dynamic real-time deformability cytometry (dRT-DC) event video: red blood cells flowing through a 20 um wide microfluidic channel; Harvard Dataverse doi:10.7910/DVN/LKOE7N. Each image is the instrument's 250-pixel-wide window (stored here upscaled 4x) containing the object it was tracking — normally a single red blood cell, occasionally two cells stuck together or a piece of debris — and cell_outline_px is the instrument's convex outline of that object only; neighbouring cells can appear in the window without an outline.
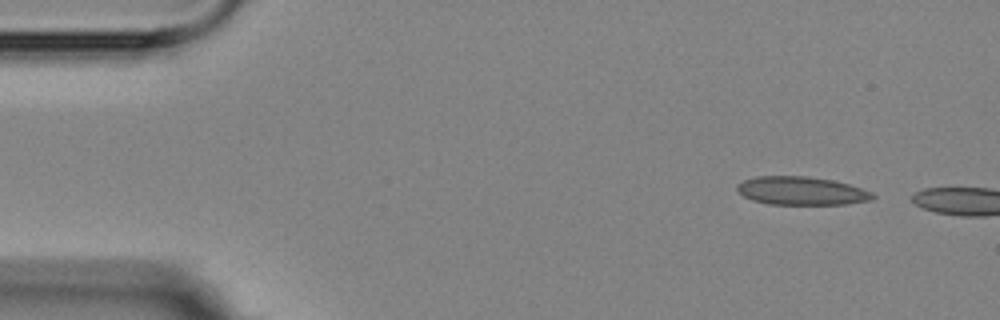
{"species": "Egyptian fruit bat (a non-hibernating species)", "species_latin": "Rousettus aegyptiacus", "temperature_condition": "room temperature", "stored_images_in_passage": 2, "camera_frame_rate_fps": 3000, "um_per_image_px": 0.085, "animal": {"sex": "female"}, "frame": {"image": 1, "passage_image": 1, "time_ms": 0.0, "image_size_px": [1000, 320], "cell_outline_px": [[876, 196], [872, 200], [848, 204], [768, 204], [752, 200], [744, 196], [736, 188], [736, 184], [744, 180], [756, 176], [808, 176], [832, 180], [848, 184], [872, 192]], "centroid_in_image_um": [68.12, 16.22], "position_along_channel_um": 16.9, "area_um2": 22.37}}